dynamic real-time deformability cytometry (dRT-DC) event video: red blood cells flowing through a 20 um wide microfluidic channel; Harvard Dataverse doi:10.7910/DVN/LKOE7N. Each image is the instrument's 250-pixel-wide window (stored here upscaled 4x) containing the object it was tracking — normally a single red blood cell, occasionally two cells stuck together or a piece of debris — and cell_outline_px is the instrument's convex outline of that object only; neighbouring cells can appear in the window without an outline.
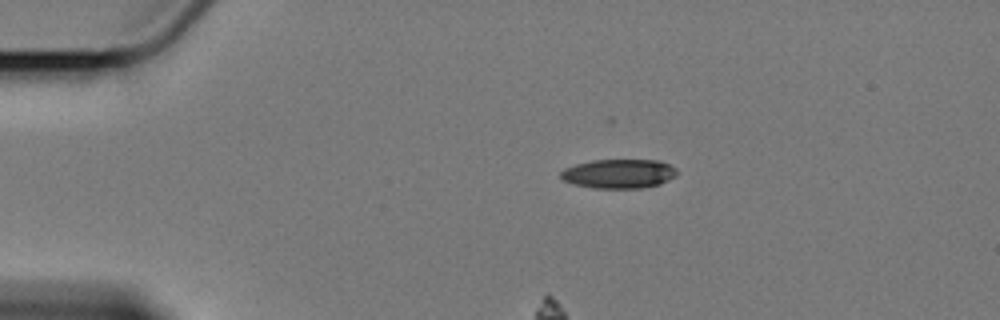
{"species": "Egyptian fruit bat (a non-hibernating species)", "species_latin": "Rousettus aegyptiacus", "temperature_condition": "cold", "stored_images_in_passage": 49, "camera_frame_rate_fps": 3000, "um_per_image_px": 0.085, "animal": {"sex": "female"}, "frame": {"image": 1, "passage_image": 1, "time_ms": 0.0, "image_size_px": [1000, 320], "cell_outline_px": [[676, 176], [660, 184], [640, 188], [592, 188], [576, 184], [564, 180], [560, 176], [560, 172], [564, 168], [576, 164], [592, 160], [660, 160], [676, 168]], "centroid_in_image_um": [52.61, 14.76], "position_along_channel_um": 32.4, "area_um2": 19.71}}
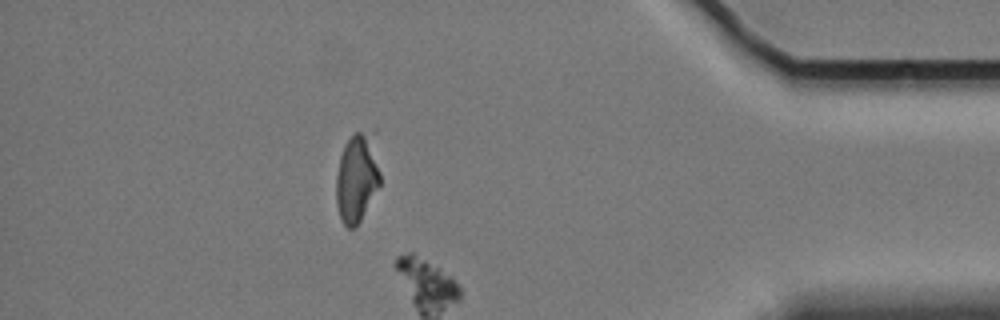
{"frame": {"image": 2, "passage_image": 42, "time_ms": 13.667, "image_size_px": [1000, 320], "cell_outline_px": [[380, 184], [356, 228], [348, 228], [340, 220], [336, 204], [336, 176], [340, 156], [344, 144], [356, 132], [376, 128], [380, 172]], "centroid_in_image_um": [30.38, 15.02], "position_along_channel_um": 404.8, "area_um2": 23.76}}